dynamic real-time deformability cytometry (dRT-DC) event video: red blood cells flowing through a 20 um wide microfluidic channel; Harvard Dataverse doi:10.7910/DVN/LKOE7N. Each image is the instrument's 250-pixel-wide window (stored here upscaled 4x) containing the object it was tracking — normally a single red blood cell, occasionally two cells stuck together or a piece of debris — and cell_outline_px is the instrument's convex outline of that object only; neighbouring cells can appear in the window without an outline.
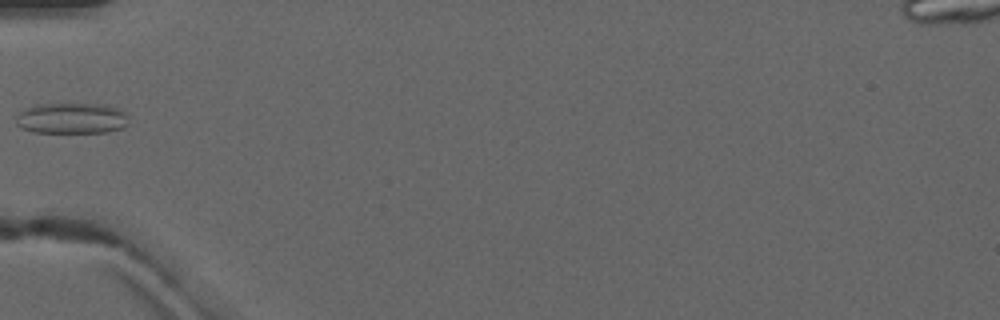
{"species": "common noctule bat (a hibernating species)", "species_latin": "Nyctalus noctula", "temperature_condition": "warm", "stored_images_in_passage": 1, "camera_frame_rate_fps": 3000, "um_per_image_px": 0.085, "animal": {"sex": "male", "forearm_length_mm": 52.5}, "frame": {"image": 1, "passage_image": 1, "time_ms": 0.0, "image_size_px": [1000, 320], "cell_outline_px": [[128, 124], [124, 128], [108, 132], [32, 132], [20, 128], [16, 124], [16, 116], [24, 108], [32, 104], [108, 104], [124, 112], [128, 120]], "centroid_in_image_um": [6.07, 10.05], "position_along_channel_um": 78.9, "area_um2": 20.52}}